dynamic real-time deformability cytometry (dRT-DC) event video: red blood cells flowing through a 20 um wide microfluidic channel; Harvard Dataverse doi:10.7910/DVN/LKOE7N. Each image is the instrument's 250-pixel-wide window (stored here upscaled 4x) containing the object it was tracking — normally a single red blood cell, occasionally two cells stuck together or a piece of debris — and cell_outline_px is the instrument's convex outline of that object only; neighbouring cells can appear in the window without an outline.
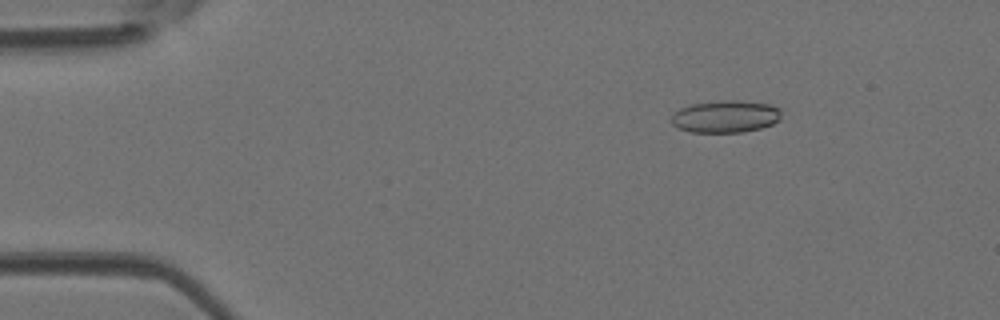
{"species": "Egyptian fruit bat (a non-hibernating species)", "species_latin": "Rousettus aegyptiacus", "temperature_condition": "room temperature", "stored_images_in_passage": 48, "camera_frame_rate_fps": 3000, "um_per_image_px": 0.085, "animal": {"sex": "female"}, "frame": {"image": 1, "passage_image": 7, "time_ms": 2.0, "image_size_px": [1000, 320], "cell_outline_px": [[780, 120], [772, 124], [760, 128], [744, 132], [692, 132], [676, 128], [672, 124], [672, 112], [680, 108], [692, 104], [728, 100], [740, 100], [768, 104], [780, 108]], "centroid_in_image_um": [61.65, 9.91], "position_along_channel_um": 23.3, "area_um2": 20.69}}
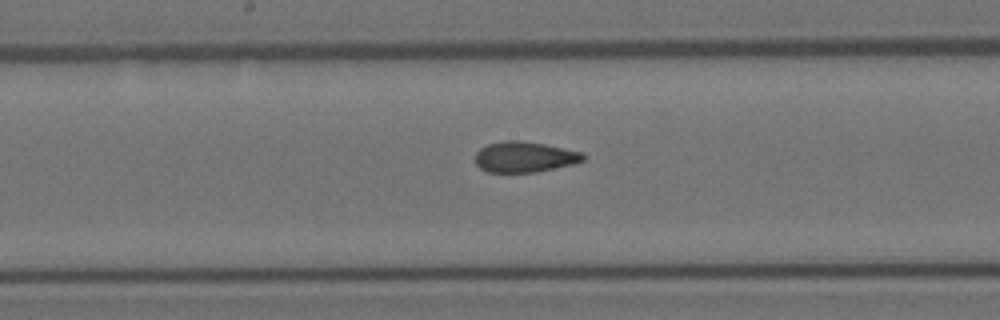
{"frame": {"image": 2, "passage_image": 25, "time_ms": 8.0, "image_size_px": [1000, 320], "cell_outline_px": [[584, 160], [572, 164], [536, 172], [488, 172], [480, 168], [476, 164], [476, 152], [480, 148], [488, 144], [504, 140], [520, 140], [544, 144], [584, 152]], "centroid_in_image_um": [44.58, 13.33], "position_along_channel_um": 203.6, "area_um2": 19.25}}
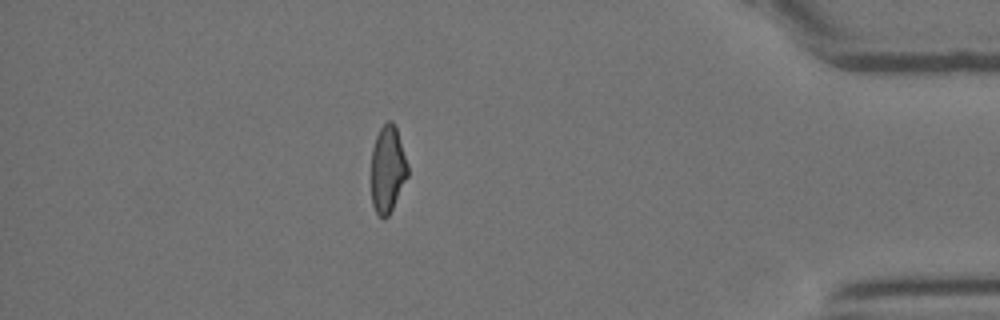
{"frame": {"image": 3, "passage_image": 42, "time_ms": 13.667, "image_size_px": [1000, 320], "cell_outline_px": [[408, 176], [388, 216], [384, 220], [376, 212], [372, 204], [372, 148], [376, 136], [380, 128], [388, 120], [392, 120], [396, 124], [408, 164]], "centroid_in_image_um": [32.96, 14.34], "position_along_channel_um": 402.2, "area_um2": 18.55}, "authors_computed_cell_mechanics": {"area_um2": 19.8254, "velocity_mm_per_s": 4.2573, "shape_relaxation_time_tau1_ms": null, "shape_relaxation_time_tau2_ms": 1.9454, "deformation_change_tau1": null, "deformation_change_tau2": 0.0847}}